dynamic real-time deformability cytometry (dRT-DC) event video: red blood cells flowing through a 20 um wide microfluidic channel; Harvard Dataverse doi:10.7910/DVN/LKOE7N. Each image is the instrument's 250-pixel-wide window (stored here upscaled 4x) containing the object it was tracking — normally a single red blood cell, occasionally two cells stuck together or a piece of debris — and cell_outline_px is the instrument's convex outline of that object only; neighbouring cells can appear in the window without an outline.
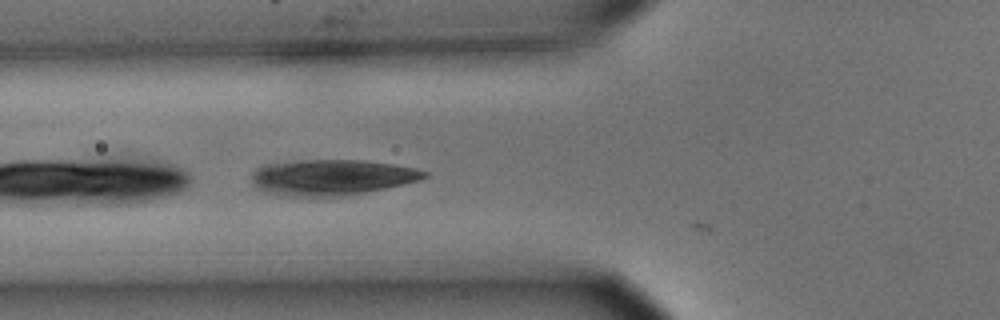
{"species": "common noctule bat (a hibernating species)", "species_latin": "Nyctalus noctula", "temperature_condition": "cold", "stored_images_in_passage": 5, "camera_frame_rate_fps": 3000, "um_per_image_px": 0.085, "animal": {"sex": "male", "body_mass_g": 15.6}, "frame": {"image": 1, "passage_image": 4, "time_ms": 1.0, "image_size_px": [1000, 320], "cell_outline_px": [[428, 176], [420, 180], [404, 184], [348, 196], [284, 196], [264, 192], [256, 188], [252, 184], [252, 172], [256, 168], [264, 164], [296, 160], [360, 160], [392, 164], [416, 168], [428, 172]], "centroid_in_image_um": [28.16, 15.07], "position_along_channel_um": 97.6, "area_um2": 36.3}}